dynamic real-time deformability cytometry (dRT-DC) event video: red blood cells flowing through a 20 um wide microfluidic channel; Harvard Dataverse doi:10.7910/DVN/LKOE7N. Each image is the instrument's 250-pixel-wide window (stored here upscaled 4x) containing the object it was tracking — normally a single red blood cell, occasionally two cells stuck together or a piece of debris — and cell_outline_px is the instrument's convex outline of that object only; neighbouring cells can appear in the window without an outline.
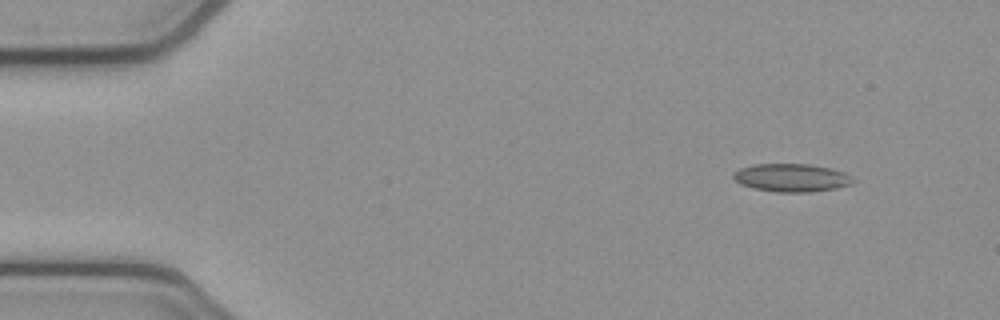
{"species": "common noctule bat (a hibernating species)", "species_latin": "Nyctalus noctula", "temperature_condition": "cold", "stored_images_in_passage": 4, "camera_frame_rate_fps": 3000, "um_per_image_px": 0.085, "animal": {"sex": "female", "body_mass_g": 21.9}, "frame": {"image": 1, "passage_image": 1, "time_ms": 0.0, "image_size_px": [1000, 320], "cell_outline_px": [[856, 180], [852, 184], [836, 188], [812, 192], [776, 192], [752, 188], [740, 184], [732, 176], [732, 172], [740, 168], [752, 164], [808, 164], [832, 168], [844, 172], [852, 176]], "centroid_in_image_um": [67.29, 15.1], "position_along_channel_um": 17.7, "area_um2": 19.83}}
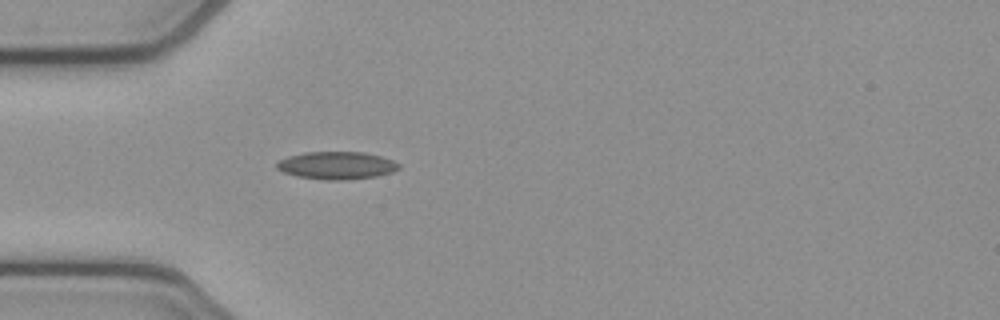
{"frame": {"image": 2, "passage_image": 4, "time_ms": 1.0, "image_size_px": [1000, 320], "cell_outline_px": [[400, 168], [392, 172], [376, 176], [344, 180], [324, 180], [296, 176], [284, 172], [276, 168], [276, 164], [280, 160], [288, 156], [304, 152], [364, 152], [380, 156], [392, 160], [400, 164]], "centroid_in_image_um": [28.61, 14.06], "position_along_channel_um": 56.4, "area_um2": 19.65}}